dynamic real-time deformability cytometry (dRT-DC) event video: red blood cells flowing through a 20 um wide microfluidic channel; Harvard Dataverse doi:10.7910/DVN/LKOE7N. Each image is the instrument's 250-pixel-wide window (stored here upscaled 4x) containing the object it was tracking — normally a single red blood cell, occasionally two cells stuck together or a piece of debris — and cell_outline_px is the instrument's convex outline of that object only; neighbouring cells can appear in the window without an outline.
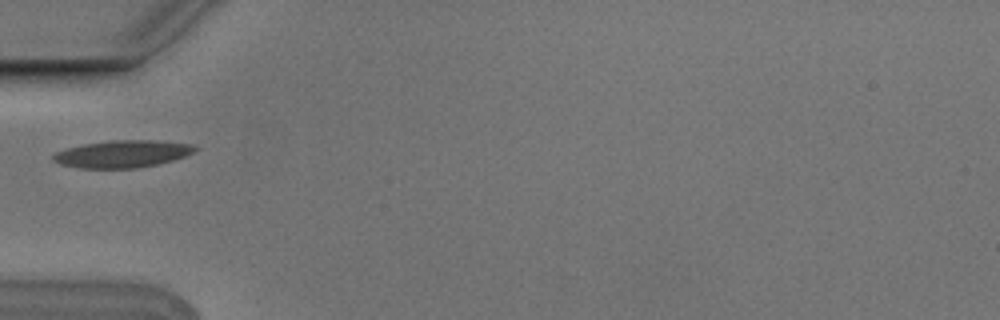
{"species": "Egyptian fruit bat (a non-hibernating species)", "species_latin": "Rousettus aegyptiacus", "temperature_condition": "cold", "stored_images_in_passage": 1, "camera_frame_rate_fps": 3000, "um_per_image_px": 0.085, "animal": {"sex": "male"}, "frame": {"image": 1, "passage_image": 1, "time_ms": 0.0, "image_size_px": [1000, 320], "cell_outline_px": [[200, 148], [196, 152], [160, 164], [136, 168], [80, 168], [60, 164], [52, 160], [52, 156], [56, 152], [64, 148], [84, 144], [112, 140], [152, 140], [196, 144]], "centroid_in_image_um": [10.45, 13.08], "position_along_channel_um": 74.6, "area_um2": 22.77}}